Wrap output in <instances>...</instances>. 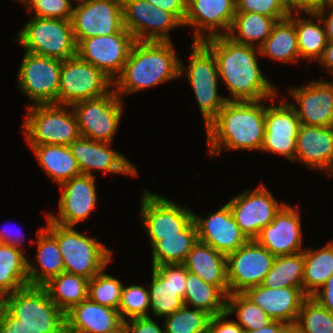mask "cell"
Instances as JSON below:
<instances>
[{
    "label": "cell",
    "instance_id": "21",
    "mask_svg": "<svg viewBox=\"0 0 333 333\" xmlns=\"http://www.w3.org/2000/svg\"><path fill=\"white\" fill-rule=\"evenodd\" d=\"M95 178L81 174L59 185V215L47 214L52 221L64 226H75L86 220L97 204Z\"/></svg>",
    "mask_w": 333,
    "mask_h": 333
},
{
    "label": "cell",
    "instance_id": "33",
    "mask_svg": "<svg viewBox=\"0 0 333 333\" xmlns=\"http://www.w3.org/2000/svg\"><path fill=\"white\" fill-rule=\"evenodd\" d=\"M29 286L28 259L24 251L0 243V299Z\"/></svg>",
    "mask_w": 333,
    "mask_h": 333
},
{
    "label": "cell",
    "instance_id": "56",
    "mask_svg": "<svg viewBox=\"0 0 333 333\" xmlns=\"http://www.w3.org/2000/svg\"><path fill=\"white\" fill-rule=\"evenodd\" d=\"M318 61L333 77V41H327L323 54Z\"/></svg>",
    "mask_w": 333,
    "mask_h": 333
},
{
    "label": "cell",
    "instance_id": "11",
    "mask_svg": "<svg viewBox=\"0 0 333 333\" xmlns=\"http://www.w3.org/2000/svg\"><path fill=\"white\" fill-rule=\"evenodd\" d=\"M19 67L18 88L31 104H58L61 60L25 51Z\"/></svg>",
    "mask_w": 333,
    "mask_h": 333
},
{
    "label": "cell",
    "instance_id": "17",
    "mask_svg": "<svg viewBox=\"0 0 333 333\" xmlns=\"http://www.w3.org/2000/svg\"><path fill=\"white\" fill-rule=\"evenodd\" d=\"M124 28L136 41H171L170 31L183 26L171 13L147 0H122Z\"/></svg>",
    "mask_w": 333,
    "mask_h": 333
},
{
    "label": "cell",
    "instance_id": "20",
    "mask_svg": "<svg viewBox=\"0 0 333 333\" xmlns=\"http://www.w3.org/2000/svg\"><path fill=\"white\" fill-rule=\"evenodd\" d=\"M301 122L291 103L281 100L279 105L267 104L265 135L261 151L276 153L295 162L296 137Z\"/></svg>",
    "mask_w": 333,
    "mask_h": 333
},
{
    "label": "cell",
    "instance_id": "3",
    "mask_svg": "<svg viewBox=\"0 0 333 333\" xmlns=\"http://www.w3.org/2000/svg\"><path fill=\"white\" fill-rule=\"evenodd\" d=\"M172 41H136L113 89L120 97L180 77V58ZM122 96V97H121Z\"/></svg>",
    "mask_w": 333,
    "mask_h": 333
},
{
    "label": "cell",
    "instance_id": "16",
    "mask_svg": "<svg viewBox=\"0 0 333 333\" xmlns=\"http://www.w3.org/2000/svg\"><path fill=\"white\" fill-rule=\"evenodd\" d=\"M227 204L241 232L248 240H254L259 232L273 221L285 203L279 204L271 191L261 183L255 190H245Z\"/></svg>",
    "mask_w": 333,
    "mask_h": 333
},
{
    "label": "cell",
    "instance_id": "58",
    "mask_svg": "<svg viewBox=\"0 0 333 333\" xmlns=\"http://www.w3.org/2000/svg\"><path fill=\"white\" fill-rule=\"evenodd\" d=\"M286 333H296L292 328H290Z\"/></svg>",
    "mask_w": 333,
    "mask_h": 333
},
{
    "label": "cell",
    "instance_id": "24",
    "mask_svg": "<svg viewBox=\"0 0 333 333\" xmlns=\"http://www.w3.org/2000/svg\"><path fill=\"white\" fill-rule=\"evenodd\" d=\"M299 104H291L301 124L318 127L333 126V81L313 80L307 85L288 88Z\"/></svg>",
    "mask_w": 333,
    "mask_h": 333
},
{
    "label": "cell",
    "instance_id": "28",
    "mask_svg": "<svg viewBox=\"0 0 333 333\" xmlns=\"http://www.w3.org/2000/svg\"><path fill=\"white\" fill-rule=\"evenodd\" d=\"M244 294L273 319L295 325L303 301L308 297L300 288L271 289L263 284L247 289Z\"/></svg>",
    "mask_w": 333,
    "mask_h": 333
},
{
    "label": "cell",
    "instance_id": "37",
    "mask_svg": "<svg viewBox=\"0 0 333 333\" xmlns=\"http://www.w3.org/2000/svg\"><path fill=\"white\" fill-rule=\"evenodd\" d=\"M198 241L194 220L181 231V236L161 237L152 246V267L165 264H183L187 254Z\"/></svg>",
    "mask_w": 333,
    "mask_h": 333
},
{
    "label": "cell",
    "instance_id": "1",
    "mask_svg": "<svg viewBox=\"0 0 333 333\" xmlns=\"http://www.w3.org/2000/svg\"><path fill=\"white\" fill-rule=\"evenodd\" d=\"M203 43L215 55L219 79L227 86L229 101L275 102L278 90L262 73L257 55L260 49L233 41L227 35L209 38Z\"/></svg>",
    "mask_w": 333,
    "mask_h": 333
},
{
    "label": "cell",
    "instance_id": "40",
    "mask_svg": "<svg viewBox=\"0 0 333 333\" xmlns=\"http://www.w3.org/2000/svg\"><path fill=\"white\" fill-rule=\"evenodd\" d=\"M304 251L300 253L275 256L271 270L263 285L275 289L282 287L300 288L303 291Z\"/></svg>",
    "mask_w": 333,
    "mask_h": 333
},
{
    "label": "cell",
    "instance_id": "38",
    "mask_svg": "<svg viewBox=\"0 0 333 333\" xmlns=\"http://www.w3.org/2000/svg\"><path fill=\"white\" fill-rule=\"evenodd\" d=\"M333 274V241L320 249L305 247L303 292L311 297Z\"/></svg>",
    "mask_w": 333,
    "mask_h": 333
},
{
    "label": "cell",
    "instance_id": "55",
    "mask_svg": "<svg viewBox=\"0 0 333 333\" xmlns=\"http://www.w3.org/2000/svg\"><path fill=\"white\" fill-rule=\"evenodd\" d=\"M290 328V326L282 321L273 320L259 330H244V333H286Z\"/></svg>",
    "mask_w": 333,
    "mask_h": 333
},
{
    "label": "cell",
    "instance_id": "44",
    "mask_svg": "<svg viewBox=\"0 0 333 333\" xmlns=\"http://www.w3.org/2000/svg\"><path fill=\"white\" fill-rule=\"evenodd\" d=\"M104 270L89 280L88 298L100 305L118 310L123 283L119 279L106 274Z\"/></svg>",
    "mask_w": 333,
    "mask_h": 333
},
{
    "label": "cell",
    "instance_id": "27",
    "mask_svg": "<svg viewBox=\"0 0 333 333\" xmlns=\"http://www.w3.org/2000/svg\"><path fill=\"white\" fill-rule=\"evenodd\" d=\"M295 145V161L302 162L312 170H324L329 177L333 176V126L301 124Z\"/></svg>",
    "mask_w": 333,
    "mask_h": 333
},
{
    "label": "cell",
    "instance_id": "48",
    "mask_svg": "<svg viewBox=\"0 0 333 333\" xmlns=\"http://www.w3.org/2000/svg\"><path fill=\"white\" fill-rule=\"evenodd\" d=\"M0 333H66V327L26 326L0 304Z\"/></svg>",
    "mask_w": 333,
    "mask_h": 333
},
{
    "label": "cell",
    "instance_id": "15",
    "mask_svg": "<svg viewBox=\"0 0 333 333\" xmlns=\"http://www.w3.org/2000/svg\"><path fill=\"white\" fill-rule=\"evenodd\" d=\"M135 42V38L124 28L114 34L83 39L77 45V55L99 68L114 82L122 72Z\"/></svg>",
    "mask_w": 333,
    "mask_h": 333
},
{
    "label": "cell",
    "instance_id": "18",
    "mask_svg": "<svg viewBox=\"0 0 333 333\" xmlns=\"http://www.w3.org/2000/svg\"><path fill=\"white\" fill-rule=\"evenodd\" d=\"M235 14L236 0H187L182 27H192L193 42H203L209 38L228 35Z\"/></svg>",
    "mask_w": 333,
    "mask_h": 333
},
{
    "label": "cell",
    "instance_id": "6",
    "mask_svg": "<svg viewBox=\"0 0 333 333\" xmlns=\"http://www.w3.org/2000/svg\"><path fill=\"white\" fill-rule=\"evenodd\" d=\"M70 109L71 112H69ZM23 132L28 145L69 146L79 136L77 116L69 105L37 104L27 106Z\"/></svg>",
    "mask_w": 333,
    "mask_h": 333
},
{
    "label": "cell",
    "instance_id": "42",
    "mask_svg": "<svg viewBox=\"0 0 333 333\" xmlns=\"http://www.w3.org/2000/svg\"><path fill=\"white\" fill-rule=\"evenodd\" d=\"M292 329L296 333H333V313L307 297Z\"/></svg>",
    "mask_w": 333,
    "mask_h": 333
},
{
    "label": "cell",
    "instance_id": "50",
    "mask_svg": "<svg viewBox=\"0 0 333 333\" xmlns=\"http://www.w3.org/2000/svg\"><path fill=\"white\" fill-rule=\"evenodd\" d=\"M227 312L211 316L208 323L210 333H244V329L235 320H226Z\"/></svg>",
    "mask_w": 333,
    "mask_h": 333
},
{
    "label": "cell",
    "instance_id": "9",
    "mask_svg": "<svg viewBox=\"0 0 333 333\" xmlns=\"http://www.w3.org/2000/svg\"><path fill=\"white\" fill-rule=\"evenodd\" d=\"M122 99L112 89L104 96L74 103L80 136L112 143L124 111Z\"/></svg>",
    "mask_w": 333,
    "mask_h": 333
},
{
    "label": "cell",
    "instance_id": "51",
    "mask_svg": "<svg viewBox=\"0 0 333 333\" xmlns=\"http://www.w3.org/2000/svg\"><path fill=\"white\" fill-rule=\"evenodd\" d=\"M155 5L171 13L182 25L187 12V0H147Z\"/></svg>",
    "mask_w": 333,
    "mask_h": 333
},
{
    "label": "cell",
    "instance_id": "52",
    "mask_svg": "<svg viewBox=\"0 0 333 333\" xmlns=\"http://www.w3.org/2000/svg\"><path fill=\"white\" fill-rule=\"evenodd\" d=\"M327 0H287L290 14H316L327 4Z\"/></svg>",
    "mask_w": 333,
    "mask_h": 333
},
{
    "label": "cell",
    "instance_id": "36",
    "mask_svg": "<svg viewBox=\"0 0 333 333\" xmlns=\"http://www.w3.org/2000/svg\"><path fill=\"white\" fill-rule=\"evenodd\" d=\"M88 284L89 279L64 271L42 287L58 308L66 313L88 298Z\"/></svg>",
    "mask_w": 333,
    "mask_h": 333
},
{
    "label": "cell",
    "instance_id": "19",
    "mask_svg": "<svg viewBox=\"0 0 333 333\" xmlns=\"http://www.w3.org/2000/svg\"><path fill=\"white\" fill-rule=\"evenodd\" d=\"M187 269L183 264H165L152 267V280L147 284L150 310L156 317H166L184 304Z\"/></svg>",
    "mask_w": 333,
    "mask_h": 333
},
{
    "label": "cell",
    "instance_id": "30",
    "mask_svg": "<svg viewBox=\"0 0 333 333\" xmlns=\"http://www.w3.org/2000/svg\"><path fill=\"white\" fill-rule=\"evenodd\" d=\"M36 244L38 250L35 261L37 263L34 261L30 263L28 260V279L29 286L42 287L65 269L57 240L45 227L37 231Z\"/></svg>",
    "mask_w": 333,
    "mask_h": 333
},
{
    "label": "cell",
    "instance_id": "47",
    "mask_svg": "<svg viewBox=\"0 0 333 333\" xmlns=\"http://www.w3.org/2000/svg\"><path fill=\"white\" fill-rule=\"evenodd\" d=\"M236 12H255L277 21L290 16L287 0H236Z\"/></svg>",
    "mask_w": 333,
    "mask_h": 333
},
{
    "label": "cell",
    "instance_id": "8",
    "mask_svg": "<svg viewBox=\"0 0 333 333\" xmlns=\"http://www.w3.org/2000/svg\"><path fill=\"white\" fill-rule=\"evenodd\" d=\"M111 87L110 78L78 55L61 60L58 104L72 106L81 100L98 98L108 94Z\"/></svg>",
    "mask_w": 333,
    "mask_h": 333
},
{
    "label": "cell",
    "instance_id": "53",
    "mask_svg": "<svg viewBox=\"0 0 333 333\" xmlns=\"http://www.w3.org/2000/svg\"><path fill=\"white\" fill-rule=\"evenodd\" d=\"M311 297L322 307L333 313V274Z\"/></svg>",
    "mask_w": 333,
    "mask_h": 333
},
{
    "label": "cell",
    "instance_id": "25",
    "mask_svg": "<svg viewBox=\"0 0 333 333\" xmlns=\"http://www.w3.org/2000/svg\"><path fill=\"white\" fill-rule=\"evenodd\" d=\"M193 216L198 240L213 247L218 252L229 255L244 245L248 239L235 222L230 207L226 203L218 211L205 218Z\"/></svg>",
    "mask_w": 333,
    "mask_h": 333
},
{
    "label": "cell",
    "instance_id": "26",
    "mask_svg": "<svg viewBox=\"0 0 333 333\" xmlns=\"http://www.w3.org/2000/svg\"><path fill=\"white\" fill-rule=\"evenodd\" d=\"M66 333H121L124 321L119 311L89 298L65 313Z\"/></svg>",
    "mask_w": 333,
    "mask_h": 333
},
{
    "label": "cell",
    "instance_id": "7",
    "mask_svg": "<svg viewBox=\"0 0 333 333\" xmlns=\"http://www.w3.org/2000/svg\"><path fill=\"white\" fill-rule=\"evenodd\" d=\"M22 28L16 41L27 52L62 61L77 55L71 21L33 16Z\"/></svg>",
    "mask_w": 333,
    "mask_h": 333
},
{
    "label": "cell",
    "instance_id": "14",
    "mask_svg": "<svg viewBox=\"0 0 333 333\" xmlns=\"http://www.w3.org/2000/svg\"><path fill=\"white\" fill-rule=\"evenodd\" d=\"M76 4L70 21L77 45L85 38L124 29L122 0H80Z\"/></svg>",
    "mask_w": 333,
    "mask_h": 333
},
{
    "label": "cell",
    "instance_id": "13",
    "mask_svg": "<svg viewBox=\"0 0 333 333\" xmlns=\"http://www.w3.org/2000/svg\"><path fill=\"white\" fill-rule=\"evenodd\" d=\"M275 256L255 240H248L226 256L229 294L244 293L247 289L263 284L272 268Z\"/></svg>",
    "mask_w": 333,
    "mask_h": 333
},
{
    "label": "cell",
    "instance_id": "10",
    "mask_svg": "<svg viewBox=\"0 0 333 333\" xmlns=\"http://www.w3.org/2000/svg\"><path fill=\"white\" fill-rule=\"evenodd\" d=\"M141 200V224L149 236L151 247L161 237L181 236V231L193 221L192 210L157 193L146 189Z\"/></svg>",
    "mask_w": 333,
    "mask_h": 333
},
{
    "label": "cell",
    "instance_id": "54",
    "mask_svg": "<svg viewBox=\"0 0 333 333\" xmlns=\"http://www.w3.org/2000/svg\"><path fill=\"white\" fill-rule=\"evenodd\" d=\"M325 10H328L327 16H325ZM316 14L320 17L324 25L327 41H333V2L327 3L325 7Z\"/></svg>",
    "mask_w": 333,
    "mask_h": 333
},
{
    "label": "cell",
    "instance_id": "12",
    "mask_svg": "<svg viewBox=\"0 0 333 333\" xmlns=\"http://www.w3.org/2000/svg\"><path fill=\"white\" fill-rule=\"evenodd\" d=\"M0 304L26 326L66 327L65 313L41 286H26L5 295Z\"/></svg>",
    "mask_w": 333,
    "mask_h": 333
},
{
    "label": "cell",
    "instance_id": "35",
    "mask_svg": "<svg viewBox=\"0 0 333 333\" xmlns=\"http://www.w3.org/2000/svg\"><path fill=\"white\" fill-rule=\"evenodd\" d=\"M185 306L206 311L211 316L226 312L227 296L215 285L204 282L199 276L187 271Z\"/></svg>",
    "mask_w": 333,
    "mask_h": 333
},
{
    "label": "cell",
    "instance_id": "41",
    "mask_svg": "<svg viewBox=\"0 0 333 333\" xmlns=\"http://www.w3.org/2000/svg\"><path fill=\"white\" fill-rule=\"evenodd\" d=\"M226 312L236 315V321L244 330H259L273 321L267 313L249 299L244 293L227 296Z\"/></svg>",
    "mask_w": 333,
    "mask_h": 333
},
{
    "label": "cell",
    "instance_id": "5",
    "mask_svg": "<svg viewBox=\"0 0 333 333\" xmlns=\"http://www.w3.org/2000/svg\"><path fill=\"white\" fill-rule=\"evenodd\" d=\"M191 49L186 71L180 60L179 72L180 76L187 75L206 128L218 116L228 97L218 94L219 73L213 52L203 42H192Z\"/></svg>",
    "mask_w": 333,
    "mask_h": 333
},
{
    "label": "cell",
    "instance_id": "2",
    "mask_svg": "<svg viewBox=\"0 0 333 333\" xmlns=\"http://www.w3.org/2000/svg\"><path fill=\"white\" fill-rule=\"evenodd\" d=\"M265 100H227L218 116L206 127L208 155L228 150H259L265 135Z\"/></svg>",
    "mask_w": 333,
    "mask_h": 333
},
{
    "label": "cell",
    "instance_id": "45",
    "mask_svg": "<svg viewBox=\"0 0 333 333\" xmlns=\"http://www.w3.org/2000/svg\"><path fill=\"white\" fill-rule=\"evenodd\" d=\"M149 310L150 302L147 288L143 285L123 286L118 311L124 322L135 317H149L147 314Z\"/></svg>",
    "mask_w": 333,
    "mask_h": 333
},
{
    "label": "cell",
    "instance_id": "22",
    "mask_svg": "<svg viewBox=\"0 0 333 333\" xmlns=\"http://www.w3.org/2000/svg\"><path fill=\"white\" fill-rule=\"evenodd\" d=\"M111 143L79 136L69 148L82 174L95 177L92 170L105 173L138 175L137 169L124 154L110 148Z\"/></svg>",
    "mask_w": 333,
    "mask_h": 333
},
{
    "label": "cell",
    "instance_id": "46",
    "mask_svg": "<svg viewBox=\"0 0 333 333\" xmlns=\"http://www.w3.org/2000/svg\"><path fill=\"white\" fill-rule=\"evenodd\" d=\"M74 0H21L34 17L63 19L70 21L74 11Z\"/></svg>",
    "mask_w": 333,
    "mask_h": 333
},
{
    "label": "cell",
    "instance_id": "49",
    "mask_svg": "<svg viewBox=\"0 0 333 333\" xmlns=\"http://www.w3.org/2000/svg\"><path fill=\"white\" fill-rule=\"evenodd\" d=\"M126 333H165V329L157 321L149 317H135L124 322Z\"/></svg>",
    "mask_w": 333,
    "mask_h": 333
},
{
    "label": "cell",
    "instance_id": "23",
    "mask_svg": "<svg viewBox=\"0 0 333 333\" xmlns=\"http://www.w3.org/2000/svg\"><path fill=\"white\" fill-rule=\"evenodd\" d=\"M299 206L284 204L273 221L254 239L274 256L303 252Z\"/></svg>",
    "mask_w": 333,
    "mask_h": 333
},
{
    "label": "cell",
    "instance_id": "43",
    "mask_svg": "<svg viewBox=\"0 0 333 333\" xmlns=\"http://www.w3.org/2000/svg\"><path fill=\"white\" fill-rule=\"evenodd\" d=\"M211 315L201 309L183 306L165 317V333H204L208 330Z\"/></svg>",
    "mask_w": 333,
    "mask_h": 333
},
{
    "label": "cell",
    "instance_id": "34",
    "mask_svg": "<svg viewBox=\"0 0 333 333\" xmlns=\"http://www.w3.org/2000/svg\"><path fill=\"white\" fill-rule=\"evenodd\" d=\"M277 20L255 12H236L228 33L233 41L260 48L270 36Z\"/></svg>",
    "mask_w": 333,
    "mask_h": 333
},
{
    "label": "cell",
    "instance_id": "4",
    "mask_svg": "<svg viewBox=\"0 0 333 333\" xmlns=\"http://www.w3.org/2000/svg\"><path fill=\"white\" fill-rule=\"evenodd\" d=\"M46 219L45 228L57 240L65 272L90 280L97 273L106 269L112 260V252L98 242L96 237L83 235L74 226H64L52 222L47 214Z\"/></svg>",
    "mask_w": 333,
    "mask_h": 333
},
{
    "label": "cell",
    "instance_id": "31",
    "mask_svg": "<svg viewBox=\"0 0 333 333\" xmlns=\"http://www.w3.org/2000/svg\"><path fill=\"white\" fill-rule=\"evenodd\" d=\"M40 167L57 185L81 175L69 146L56 144L29 145Z\"/></svg>",
    "mask_w": 333,
    "mask_h": 333
},
{
    "label": "cell",
    "instance_id": "29",
    "mask_svg": "<svg viewBox=\"0 0 333 333\" xmlns=\"http://www.w3.org/2000/svg\"><path fill=\"white\" fill-rule=\"evenodd\" d=\"M183 265L187 271L196 274L204 282L217 286L228 296L229 286L224 254L198 240L187 254Z\"/></svg>",
    "mask_w": 333,
    "mask_h": 333
},
{
    "label": "cell",
    "instance_id": "39",
    "mask_svg": "<svg viewBox=\"0 0 333 333\" xmlns=\"http://www.w3.org/2000/svg\"><path fill=\"white\" fill-rule=\"evenodd\" d=\"M307 15L310 17L309 19L301 18L300 13H294L299 55L300 58L307 61L315 60L318 62L327 44L326 32L317 14L310 13Z\"/></svg>",
    "mask_w": 333,
    "mask_h": 333
},
{
    "label": "cell",
    "instance_id": "32",
    "mask_svg": "<svg viewBox=\"0 0 333 333\" xmlns=\"http://www.w3.org/2000/svg\"><path fill=\"white\" fill-rule=\"evenodd\" d=\"M260 55L282 63L299 60L298 40L294 24V13L278 20L270 36L261 45Z\"/></svg>",
    "mask_w": 333,
    "mask_h": 333
},
{
    "label": "cell",
    "instance_id": "57",
    "mask_svg": "<svg viewBox=\"0 0 333 333\" xmlns=\"http://www.w3.org/2000/svg\"><path fill=\"white\" fill-rule=\"evenodd\" d=\"M20 233H21V231L17 230L18 235H15L16 236L15 237V236H13L11 229H9L7 232H6V230H0V243L14 246L16 248L21 249V245H23V242H22L23 237Z\"/></svg>",
    "mask_w": 333,
    "mask_h": 333
}]
</instances>
